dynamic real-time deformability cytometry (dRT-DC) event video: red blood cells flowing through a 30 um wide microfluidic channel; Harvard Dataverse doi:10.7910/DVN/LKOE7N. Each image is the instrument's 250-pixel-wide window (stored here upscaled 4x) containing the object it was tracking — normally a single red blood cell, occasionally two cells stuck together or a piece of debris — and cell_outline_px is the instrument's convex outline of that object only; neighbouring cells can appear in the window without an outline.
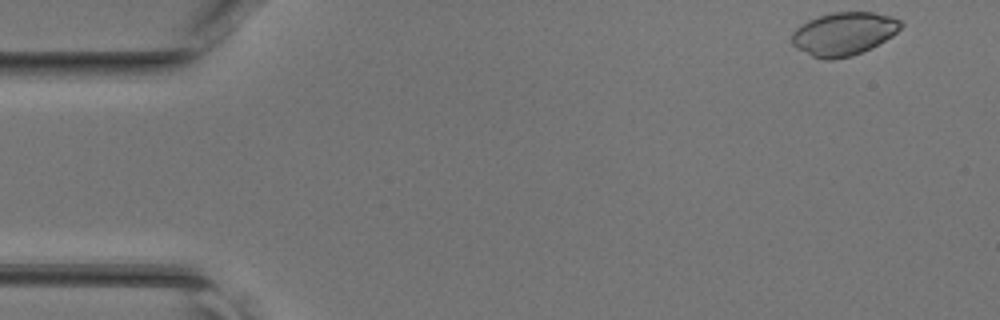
{"species": "common noctule bat (a hibernating species)", "species_latin": "Nyctalus noctula", "temperature_condition": "room temperature", "stored_images_in_passage": 44, "camera_frame_rate_fps": 3000, "um_per_image_px": 0.085, "animal": {"sex": "female", "body_mass_g": 17.0, "forearm_length_mm": 48.0}, "frame": {"image": 1, "passage_image": 1, "time_ms": 0.0, "image_size_px": [1000, 320], "cell_outline_px": [[904, 24], [892, 36], [852, 56], [832, 60], [824, 60], [812, 56], [796, 48], [792, 44], [792, 32], [800, 24], [808, 20], [832, 12], [872, 12], [892, 16], [900, 20]], "centroid_in_image_um": [71.69, 2.86], "position_along_channel_um": 13.3, "area_um2": 27.28}}
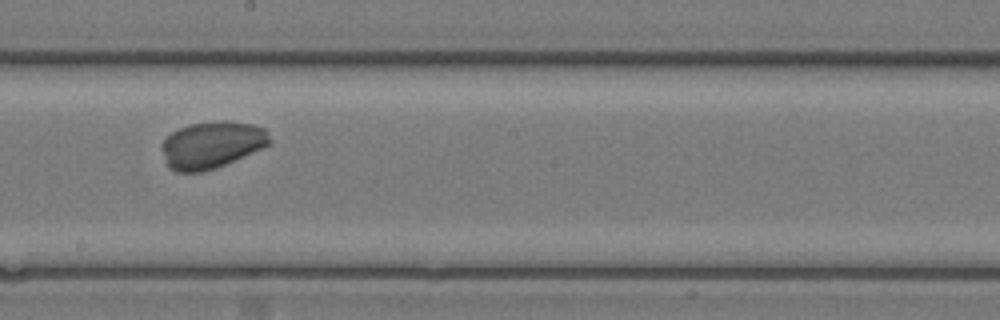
{"frame": {"image": 2, "passage_image": 24, "time_ms": 7.667, "image_size_px": [1000, 320], "cell_outline_px": [[272, 144], [216, 168], [204, 172], [176, 172], [168, 168], [164, 160], [160, 148], [160, 144], [172, 132], [188, 124], [252, 124], [264, 128], [272, 140]], "centroid_in_image_um": [17.95, 12.38], "position_along_channel_um": 230.2, "area_um2": 28.9}}
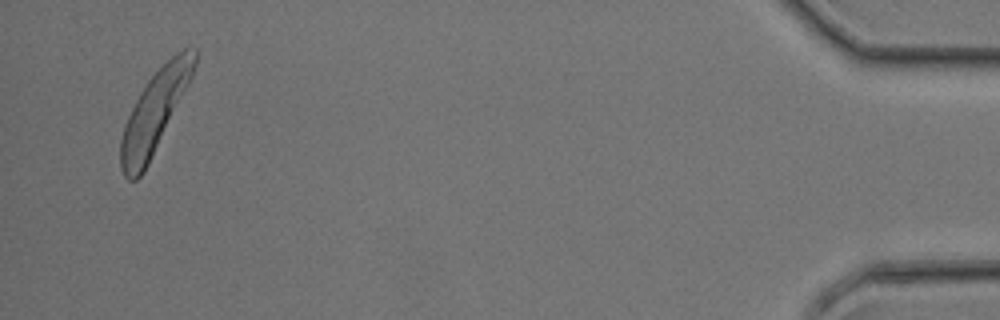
{"frame": {"image": 3, "passage_image": 43, "time_ms": 14.0, "image_size_px": [1000, 320], "cell_outline_px": [[196, 64], [192, 76], [144, 172], [136, 180], [128, 180], [124, 176], [120, 168], [120, 140], [124, 124], [140, 92], [148, 80], [176, 52], [184, 48], [196, 48]], "centroid_in_image_um": [13.11, 9.54], "position_along_channel_um": 422.1, "area_um2": 34.04}}